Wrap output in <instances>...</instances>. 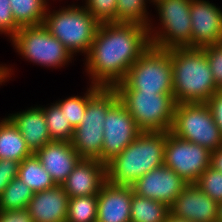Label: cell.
Masks as SVG:
<instances>
[{
  "mask_svg": "<svg viewBox=\"0 0 222 222\" xmlns=\"http://www.w3.org/2000/svg\"><path fill=\"white\" fill-rule=\"evenodd\" d=\"M150 45L144 26L100 23L85 62L92 85L114 88Z\"/></svg>",
  "mask_w": 222,
  "mask_h": 222,
  "instance_id": "6da1fadb",
  "label": "cell"
},
{
  "mask_svg": "<svg viewBox=\"0 0 222 222\" xmlns=\"http://www.w3.org/2000/svg\"><path fill=\"white\" fill-rule=\"evenodd\" d=\"M171 64L176 103H204L219 90L202 48H171Z\"/></svg>",
  "mask_w": 222,
  "mask_h": 222,
  "instance_id": "7a4b0ae2",
  "label": "cell"
},
{
  "mask_svg": "<svg viewBox=\"0 0 222 222\" xmlns=\"http://www.w3.org/2000/svg\"><path fill=\"white\" fill-rule=\"evenodd\" d=\"M165 132H141L119 155L106 164L107 181L132 185L164 164Z\"/></svg>",
  "mask_w": 222,
  "mask_h": 222,
  "instance_id": "3957f363",
  "label": "cell"
},
{
  "mask_svg": "<svg viewBox=\"0 0 222 222\" xmlns=\"http://www.w3.org/2000/svg\"><path fill=\"white\" fill-rule=\"evenodd\" d=\"M114 89L173 93L171 49H159L150 45Z\"/></svg>",
  "mask_w": 222,
  "mask_h": 222,
  "instance_id": "277c9868",
  "label": "cell"
},
{
  "mask_svg": "<svg viewBox=\"0 0 222 222\" xmlns=\"http://www.w3.org/2000/svg\"><path fill=\"white\" fill-rule=\"evenodd\" d=\"M47 9L43 25L72 53H89L100 23L84 7L76 5L52 13Z\"/></svg>",
  "mask_w": 222,
  "mask_h": 222,
  "instance_id": "5b68a950",
  "label": "cell"
},
{
  "mask_svg": "<svg viewBox=\"0 0 222 222\" xmlns=\"http://www.w3.org/2000/svg\"><path fill=\"white\" fill-rule=\"evenodd\" d=\"M142 132H171L176 101L173 93L116 90Z\"/></svg>",
  "mask_w": 222,
  "mask_h": 222,
  "instance_id": "8992f818",
  "label": "cell"
},
{
  "mask_svg": "<svg viewBox=\"0 0 222 222\" xmlns=\"http://www.w3.org/2000/svg\"><path fill=\"white\" fill-rule=\"evenodd\" d=\"M119 99L114 88H101L88 102L81 123L74 129L71 145L81 158L102 162L103 124L109 108Z\"/></svg>",
  "mask_w": 222,
  "mask_h": 222,
  "instance_id": "52a82bcc",
  "label": "cell"
},
{
  "mask_svg": "<svg viewBox=\"0 0 222 222\" xmlns=\"http://www.w3.org/2000/svg\"><path fill=\"white\" fill-rule=\"evenodd\" d=\"M171 133L209 151H215L222 146L220 129L206 102L177 103Z\"/></svg>",
  "mask_w": 222,
  "mask_h": 222,
  "instance_id": "ba28073f",
  "label": "cell"
},
{
  "mask_svg": "<svg viewBox=\"0 0 222 222\" xmlns=\"http://www.w3.org/2000/svg\"><path fill=\"white\" fill-rule=\"evenodd\" d=\"M15 49L23 58L45 67H61L71 61L73 54L52 36L41 24L21 27L11 38Z\"/></svg>",
  "mask_w": 222,
  "mask_h": 222,
  "instance_id": "9c48e42d",
  "label": "cell"
},
{
  "mask_svg": "<svg viewBox=\"0 0 222 222\" xmlns=\"http://www.w3.org/2000/svg\"><path fill=\"white\" fill-rule=\"evenodd\" d=\"M161 30L148 29L150 44L159 49L191 48V0H160L156 4ZM153 34V35H152Z\"/></svg>",
  "mask_w": 222,
  "mask_h": 222,
  "instance_id": "30bf717a",
  "label": "cell"
},
{
  "mask_svg": "<svg viewBox=\"0 0 222 222\" xmlns=\"http://www.w3.org/2000/svg\"><path fill=\"white\" fill-rule=\"evenodd\" d=\"M211 151L166 131L164 165L188 184H195L210 166Z\"/></svg>",
  "mask_w": 222,
  "mask_h": 222,
  "instance_id": "8fae6325",
  "label": "cell"
},
{
  "mask_svg": "<svg viewBox=\"0 0 222 222\" xmlns=\"http://www.w3.org/2000/svg\"><path fill=\"white\" fill-rule=\"evenodd\" d=\"M103 130L102 163L105 165L142 132L119 99L107 111Z\"/></svg>",
  "mask_w": 222,
  "mask_h": 222,
  "instance_id": "7c38bea8",
  "label": "cell"
},
{
  "mask_svg": "<svg viewBox=\"0 0 222 222\" xmlns=\"http://www.w3.org/2000/svg\"><path fill=\"white\" fill-rule=\"evenodd\" d=\"M187 185L177 173L163 164L147 172L131 186L135 194L160 201L170 207Z\"/></svg>",
  "mask_w": 222,
  "mask_h": 222,
  "instance_id": "4fadbf2b",
  "label": "cell"
},
{
  "mask_svg": "<svg viewBox=\"0 0 222 222\" xmlns=\"http://www.w3.org/2000/svg\"><path fill=\"white\" fill-rule=\"evenodd\" d=\"M191 48L222 42V11L204 0H191Z\"/></svg>",
  "mask_w": 222,
  "mask_h": 222,
  "instance_id": "5bb4252c",
  "label": "cell"
},
{
  "mask_svg": "<svg viewBox=\"0 0 222 222\" xmlns=\"http://www.w3.org/2000/svg\"><path fill=\"white\" fill-rule=\"evenodd\" d=\"M170 213L192 222H217L218 203L196 184H188L170 206Z\"/></svg>",
  "mask_w": 222,
  "mask_h": 222,
  "instance_id": "9a60e30c",
  "label": "cell"
},
{
  "mask_svg": "<svg viewBox=\"0 0 222 222\" xmlns=\"http://www.w3.org/2000/svg\"><path fill=\"white\" fill-rule=\"evenodd\" d=\"M106 181L105 164L98 159L81 158L61 186L73 198L98 195Z\"/></svg>",
  "mask_w": 222,
  "mask_h": 222,
  "instance_id": "2e32d148",
  "label": "cell"
},
{
  "mask_svg": "<svg viewBox=\"0 0 222 222\" xmlns=\"http://www.w3.org/2000/svg\"><path fill=\"white\" fill-rule=\"evenodd\" d=\"M133 192L130 185H115L106 181L97 195L96 222H131Z\"/></svg>",
  "mask_w": 222,
  "mask_h": 222,
  "instance_id": "e0dca14e",
  "label": "cell"
},
{
  "mask_svg": "<svg viewBox=\"0 0 222 222\" xmlns=\"http://www.w3.org/2000/svg\"><path fill=\"white\" fill-rule=\"evenodd\" d=\"M56 185H62L81 157L71 142L52 141L35 153Z\"/></svg>",
  "mask_w": 222,
  "mask_h": 222,
  "instance_id": "ac0fdd59",
  "label": "cell"
},
{
  "mask_svg": "<svg viewBox=\"0 0 222 222\" xmlns=\"http://www.w3.org/2000/svg\"><path fill=\"white\" fill-rule=\"evenodd\" d=\"M69 196L61 185L36 192L28 204L33 222H66Z\"/></svg>",
  "mask_w": 222,
  "mask_h": 222,
  "instance_id": "d6986e66",
  "label": "cell"
},
{
  "mask_svg": "<svg viewBox=\"0 0 222 222\" xmlns=\"http://www.w3.org/2000/svg\"><path fill=\"white\" fill-rule=\"evenodd\" d=\"M8 118L17 127L33 154L52 142L43 107H31L27 111L10 114Z\"/></svg>",
  "mask_w": 222,
  "mask_h": 222,
  "instance_id": "ffe728a7",
  "label": "cell"
},
{
  "mask_svg": "<svg viewBox=\"0 0 222 222\" xmlns=\"http://www.w3.org/2000/svg\"><path fill=\"white\" fill-rule=\"evenodd\" d=\"M33 153L29 150L26 141L7 117L0 122V159L22 162Z\"/></svg>",
  "mask_w": 222,
  "mask_h": 222,
  "instance_id": "44dd1931",
  "label": "cell"
},
{
  "mask_svg": "<svg viewBox=\"0 0 222 222\" xmlns=\"http://www.w3.org/2000/svg\"><path fill=\"white\" fill-rule=\"evenodd\" d=\"M18 178L34 193L56 186L51 175L45 170L35 154L25 158L19 165Z\"/></svg>",
  "mask_w": 222,
  "mask_h": 222,
  "instance_id": "7402d4cb",
  "label": "cell"
},
{
  "mask_svg": "<svg viewBox=\"0 0 222 222\" xmlns=\"http://www.w3.org/2000/svg\"><path fill=\"white\" fill-rule=\"evenodd\" d=\"M169 213L170 207L166 204L133 192L131 222H165Z\"/></svg>",
  "mask_w": 222,
  "mask_h": 222,
  "instance_id": "603a6c76",
  "label": "cell"
},
{
  "mask_svg": "<svg viewBox=\"0 0 222 222\" xmlns=\"http://www.w3.org/2000/svg\"><path fill=\"white\" fill-rule=\"evenodd\" d=\"M16 24L21 27L37 26L44 22L46 0H9Z\"/></svg>",
  "mask_w": 222,
  "mask_h": 222,
  "instance_id": "cb8c5ba5",
  "label": "cell"
},
{
  "mask_svg": "<svg viewBox=\"0 0 222 222\" xmlns=\"http://www.w3.org/2000/svg\"><path fill=\"white\" fill-rule=\"evenodd\" d=\"M33 194L32 189L16 177L0 195V211L27 208Z\"/></svg>",
  "mask_w": 222,
  "mask_h": 222,
  "instance_id": "d4e9b609",
  "label": "cell"
},
{
  "mask_svg": "<svg viewBox=\"0 0 222 222\" xmlns=\"http://www.w3.org/2000/svg\"><path fill=\"white\" fill-rule=\"evenodd\" d=\"M43 113L47 122V128L52 141L71 142L74 134V128L65 117L57 103L50 107H43Z\"/></svg>",
  "mask_w": 222,
  "mask_h": 222,
  "instance_id": "484cf974",
  "label": "cell"
},
{
  "mask_svg": "<svg viewBox=\"0 0 222 222\" xmlns=\"http://www.w3.org/2000/svg\"><path fill=\"white\" fill-rule=\"evenodd\" d=\"M146 0H117L116 22L138 24L152 30L146 10Z\"/></svg>",
  "mask_w": 222,
  "mask_h": 222,
  "instance_id": "4316f807",
  "label": "cell"
},
{
  "mask_svg": "<svg viewBox=\"0 0 222 222\" xmlns=\"http://www.w3.org/2000/svg\"><path fill=\"white\" fill-rule=\"evenodd\" d=\"M97 195L69 198L66 222H96Z\"/></svg>",
  "mask_w": 222,
  "mask_h": 222,
  "instance_id": "83f0119b",
  "label": "cell"
},
{
  "mask_svg": "<svg viewBox=\"0 0 222 222\" xmlns=\"http://www.w3.org/2000/svg\"><path fill=\"white\" fill-rule=\"evenodd\" d=\"M102 87L91 85L87 90L84 97L71 96L65 100H60L56 103L59 105L61 111L65 114V117L70 122L71 126L75 129L82 121L87 102L101 89Z\"/></svg>",
  "mask_w": 222,
  "mask_h": 222,
  "instance_id": "f1b7e54d",
  "label": "cell"
},
{
  "mask_svg": "<svg viewBox=\"0 0 222 222\" xmlns=\"http://www.w3.org/2000/svg\"><path fill=\"white\" fill-rule=\"evenodd\" d=\"M196 186L217 203L222 202V172L209 166L196 181Z\"/></svg>",
  "mask_w": 222,
  "mask_h": 222,
  "instance_id": "f546056e",
  "label": "cell"
},
{
  "mask_svg": "<svg viewBox=\"0 0 222 222\" xmlns=\"http://www.w3.org/2000/svg\"><path fill=\"white\" fill-rule=\"evenodd\" d=\"M84 7L99 23L116 22L117 0H87Z\"/></svg>",
  "mask_w": 222,
  "mask_h": 222,
  "instance_id": "4dcf8cb0",
  "label": "cell"
},
{
  "mask_svg": "<svg viewBox=\"0 0 222 222\" xmlns=\"http://www.w3.org/2000/svg\"><path fill=\"white\" fill-rule=\"evenodd\" d=\"M202 49L207 56L215 84L222 89V42L205 46Z\"/></svg>",
  "mask_w": 222,
  "mask_h": 222,
  "instance_id": "1f68e13d",
  "label": "cell"
},
{
  "mask_svg": "<svg viewBox=\"0 0 222 222\" xmlns=\"http://www.w3.org/2000/svg\"><path fill=\"white\" fill-rule=\"evenodd\" d=\"M20 27L16 24L11 11L9 0H0V34L4 33L12 38Z\"/></svg>",
  "mask_w": 222,
  "mask_h": 222,
  "instance_id": "d6a6232c",
  "label": "cell"
},
{
  "mask_svg": "<svg viewBox=\"0 0 222 222\" xmlns=\"http://www.w3.org/2000/svg\"><path fill=\"white\" fill-rule=\"evenodd\" d=\"M20 162L0 159V195L9 183L18 177Z\"/></svg>",
  "mask_w": 222,
  "mask_h": 222,
  "instance_id": "836d02e7",
  "label": "cell"
},
{
  "mask_svg": "<svg viewBox=\"0 0 222 222\" xmlns=\"http://www.w3.org/2000/svg\"><path fill=\"white\" fill-rule=\"evenodd\" d=\"M206 103L222 135V89L217 90Z\"/></svg>",
  "mask_w": 222,
  "mask_h": 222,
  "instance_id": "e575fe53",
  "label": "cell"
},
{
  "mask_svg": "<svg viewBox=\"0 0 222 222\" xmlns=\"http://www.w3.org/2000/svg\"><path fill=\"white\" fill-rule=\"evenodd\" d=\"M0 222H33L27 208L0 211Z\"/></svg>",
  "mask_w": 222,
  "mask_h": 222,
  "instance_id": "d590c367",
  "label": "cell"
},
{
  "mask_svg": "<svg viewBox=\"0 0 222 222\" xmlns=\"http://www.w3.org/2000/svg\"><path fill=\"white\" fill-rule=\"evenodd\" d=\"M210 166L222 172V146L215 151H211Z\"/></svg>",
  "mask_w": 222,
  "mask_h": 222,
  "instance_id": "8d00e7d4",
  "label": "cell"
},
{
  "mask_svg": "<svg viewBox=\"0 0 222 222\" xmlns=\"http://www.w3.org/2000/svg\"><path fill=\"white\" fill-rule=\"evenodd\" d=\"M11 70L6 66H2L0 65V84H2V82L4 83L5 80H7L8 77L11 76Z\"/></svg>",
  "mask_w": 222,
  "mask_h": 222,
  "instance_id": "74e56055",
  "label": "cell"
},
{
  "mask_svg": "<svg viewBox=\"0 0 222 222\" xmlns=\"http://www.w3.org/2000/svg\"><path fill=\"white\" fill-rule=\"evenodd\" d=\"M165 222H192L169 213Z\"/></svg>",
  "mask_w": 222,
  "mask_h": 222,
  "instance_id": "f35d334b",
  "label": "cell"
},
{
  "mask_svg": "<svg viewBox=\"0 0 222 222\" xmlns=\"http://www.w3.org/2000/svg\"><path fill=\"white\" fill-rule=\"evenodd\" d=\"M217 222H222V202L218 203V217Z\"/></svg>",
  "mask_w": 222,
  "mask_h": 222,
  "instance_id": "ab89813d",
  "label": "cell"
},
{
  "mask_svg": "<svg viewBox=\"0 0 222 222\" xmlns=\"http://www.w3.org/2000/svg\"><path fill=\"white\" fill-rule=\"evenodd\" d=\"M158 1H160V0H151V2H153V4H156Z\"/></svg>",
  "mask_w": 222,
  "mask_h": 222,
  "instance_id": "60d3db41",
  "label": "cell"
}]
</instances>
